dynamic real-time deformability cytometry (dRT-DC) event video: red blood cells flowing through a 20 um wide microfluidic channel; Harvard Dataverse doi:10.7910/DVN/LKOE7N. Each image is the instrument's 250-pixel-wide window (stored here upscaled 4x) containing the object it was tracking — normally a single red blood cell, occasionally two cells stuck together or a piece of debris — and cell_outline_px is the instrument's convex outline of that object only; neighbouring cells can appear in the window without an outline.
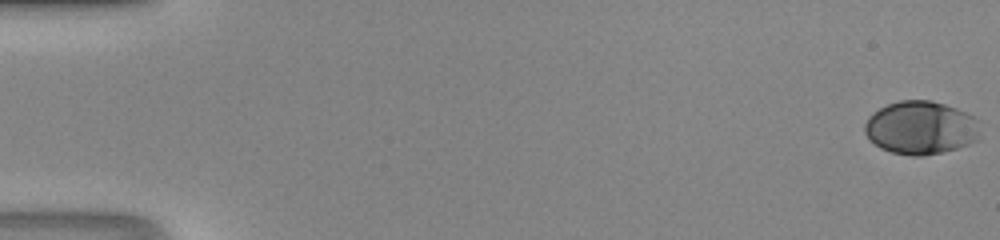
{"species": "human", "species_latin": "Homo sapiens", "temperature_condition": "room temperature", "stored_images_in_passage": 49, "camera_frame_rate_fps": 3000, "um_per_image_px": 0.085, "donor": {"sex": "male"}, "frame": {"image": 1, "passage_image": 1, "time_ms": 0.0, "image_size_px": [1000, 240], "cell_outline_px": [[980, 140], [956, 148], [924, 156], [912, 156], [892, 152], [880, 148], [868, 140], [864, 132], [864, 124], [868, 116], [872, 112], [888, 104], [900, 100], [928, 100], [944, 104], [968, 112], [976, 120]], "centroid_in_image_um": [78.22, 10.86], "position_along_channel_um": 6.8, "area_um2": 36.01}}
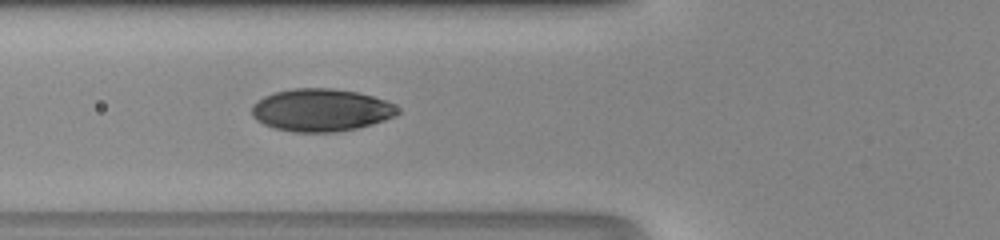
{"frame": {"image": 2, "passage_image": 20, "time_ms": 6.333, "image_size_px": [1000, 240], "cell_outline_px": [[400, 112], [384, 120], [372, 124], [356, 128], [336, 132], [296, 132], [272, 128], [256, 120], [252, 116], [252, 104], [264, 96], [276, 92], [292, 88], [332, 88], [356, 92], [372, 96], [384, 100], [400, 108]], "centroid_in_image_um": [27.26, 9.36], "position_along_channel_um": 98.5, "area_um2": 36.13}}
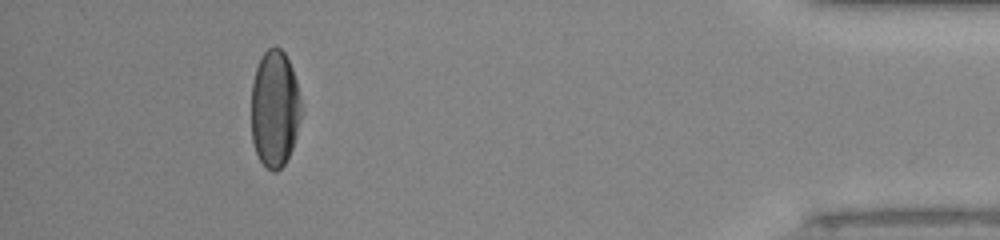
{"frame": {"image": 3, "passage_image": 45, "time_ms": 14.667, "image_size_px": [1000, 240], "cell_outline_px": [[300, 116], [296, 136], [292, 148], [284, 164], [276, 172], [272, 172], [260, 160], [256, 152], [252, 140], [252, 80], [260, 56], [268, 48], [276, 44], [284, 52], [292, 68], [296, 80], [300, 100]], "centroid_in_image_um": [23.34, 9.21], "position_along_channel_um": 411.9, "area_um2": 33.99}}